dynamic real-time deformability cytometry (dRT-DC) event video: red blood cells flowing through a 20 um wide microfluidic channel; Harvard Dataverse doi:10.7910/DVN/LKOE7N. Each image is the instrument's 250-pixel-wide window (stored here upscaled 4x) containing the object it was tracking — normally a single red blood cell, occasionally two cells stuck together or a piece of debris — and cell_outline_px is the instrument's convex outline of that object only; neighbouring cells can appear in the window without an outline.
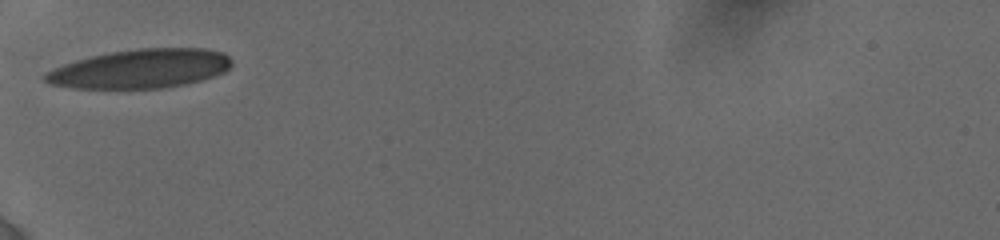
{"species": "human", "species_latin": "Homo sapiens", "temperature_condition": "cold", "stored_images_in_passage": 41, "camera_frame_rate_fps": 3000, "um_per_image_px": 0.085, "donor": {"sex": "female"}, "frame": {"image": 1, "passage_image": 1, "time_ms": 0.0, "image_size_px": [1000, 240], "cell_outline_px": [[232, 64], [224, 72], [200, 80], [184, 84], [160, 88], [76, 88], [52, 84], [44, 80], [44, 76], [48, 72], [64, 64], [76, 60], [108, 52], [136, 48], [208, 48], [224, 52], [232, 60]], "centroid_in_image_um": [11.99, 5.82], "position_along_channel_um": 73.0, "area_um2": 42.14}}